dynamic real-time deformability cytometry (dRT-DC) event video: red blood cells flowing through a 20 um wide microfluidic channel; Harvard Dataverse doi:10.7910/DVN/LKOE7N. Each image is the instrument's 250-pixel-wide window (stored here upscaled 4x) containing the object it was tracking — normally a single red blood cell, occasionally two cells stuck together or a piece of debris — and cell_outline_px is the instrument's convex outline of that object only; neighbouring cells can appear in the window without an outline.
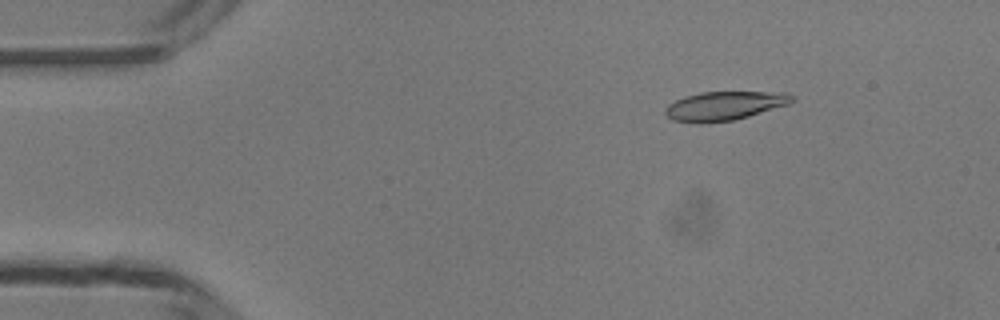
{"species": "common noctule bat (a hibernating species)", "species_latin": "Nyctalus noctula", "temperature_condition": "room temperature", "stored_images_in_passage": 42, "camera_frame_rate_fps": 3000, "um_per_image_px": 0.085, "animal": {"sex": "male", "body_mass_g": 13.3}, "frame": {"image": 1, "passage_image": 3, "time_ms": 0.667, "image_size_px": [1000, 320], "cell_outline_px": [[796, 100], [788, 104], [748, 116], [732, 120], [700, 124], [696, 124], [672, 120], [664, 112], [664, 108], [668, 104], [684, 96], [700, 92], [788, 92], [796, 96]], "centroid_in_image_um": [61.57, 8.99], "position_along_channel_um": 23.4, "area_um2": 21.56}}
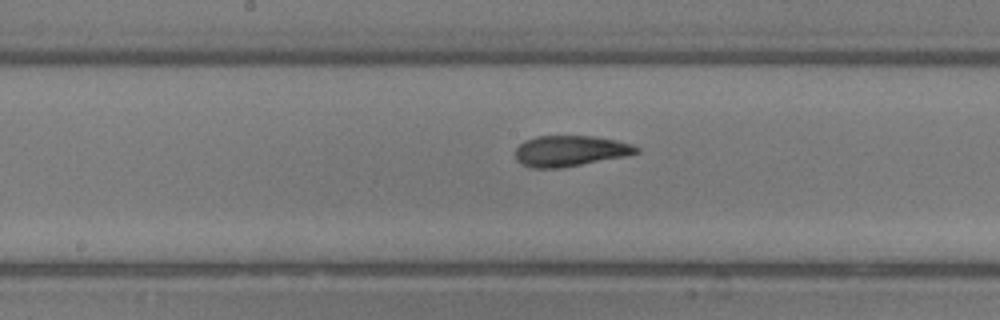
{"frame": {"image": 2, "passage_image": 21, "time_ms": 6.667, "image_size_px": [1000, 320], "cell_outline_px": [[640, 152], [628, 156], [560, 168], [532, 168], [520, 164], [516, 160], [516, 148], [524, 140], [536, 136], [592, 136], [616, 140], [632, 144], [640, 148]], "centroid_in_image_um": [48.47, 12.83], "position_along_channel_um": 199.7, "area_um2": 21.91}}
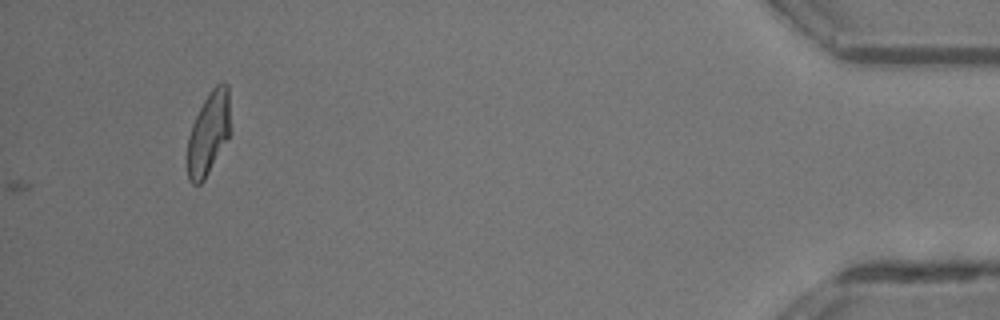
{"frame": {"image": 3, "passage_image": 42, "time_ms": 13.667, "image_size_px": [1000, 320], "cell_outline_px": [[228, 136], [204, 180], [200, 184], [192, 184], [188, 180], [188, 136], [192, 124], [208, 92], [216, 84], [224, 80], [228, 84]], "centroid_in_image_um": [17.69, 11.3], "position_along_channel_um": 417.5, "area_um2": 20.11}, "authors_computed_cell_mechanics": {"area_um2": 21.5305, "velocity_mm_per_s": 4.2058, "shape_relaxation_time_tau1_ms": 3.5402, "shape_relaxation_time_tau2_ms": 1.6663, "deformation_change_tau1": 0.1902, "deformation_change_tau2": 0.078}}